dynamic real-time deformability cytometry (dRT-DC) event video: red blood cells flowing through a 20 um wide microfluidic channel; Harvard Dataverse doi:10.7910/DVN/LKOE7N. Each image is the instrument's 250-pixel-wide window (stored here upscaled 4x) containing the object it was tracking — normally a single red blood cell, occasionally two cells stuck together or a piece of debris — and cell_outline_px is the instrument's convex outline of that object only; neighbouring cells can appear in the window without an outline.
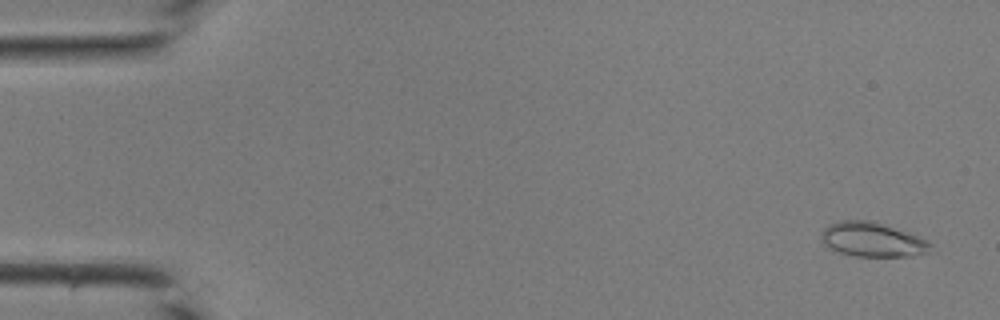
{"species": "common noctule bat (a hibernating species)", "species_latin": "Nyctalus noctula", "temperature_condition": "room temperature", "stored_images_in_passage": 41, "camera_frame_rate_fps": 3000, "um_per_image_px": 0.085, "animal": {"sex": "male", "body_mass_g": 19.0, "forearm_length_mm": 50.8}, "frame": {"image": 1, "passage_image": 1, "time_ms": 0.0, "image_size_px": [1000, 320], "cell_outline_px": [[932, 244], [928, 252], [908, 256], [856, 256], [840, 252], [824, 244], [820, 240], [820, 232], [824, 228], [832, 224], [844, 220], [876, 220], [928, 240]], "centroid_in_image_um": [74.15, 20.35], "position_along_channel_um": 10.9, "area_um2": 21.85}}
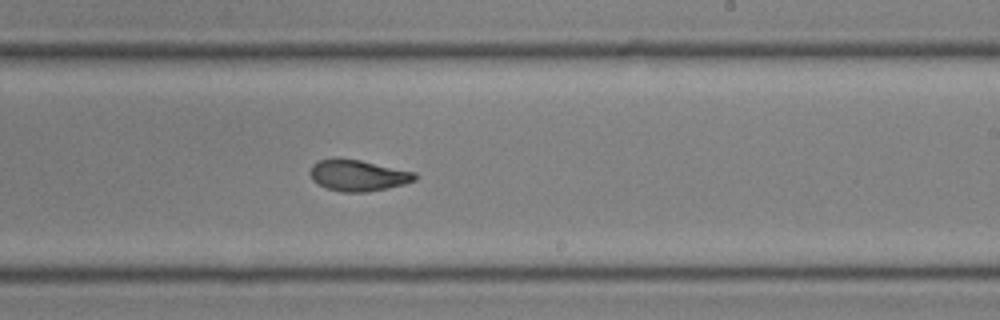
{"frame": {"image": 2, "passage_image": 25, "time_ms": 8.0, "image_size_px": [1000, 320], "cell_outline_px": [[416, 180], [404, 184], [364, 192], [340, 192], [328, 188], [312, 180], [308, 172], [312, 164], [320, 160], [332, 156], [336, 156], [360, 160], [416, 172]], "centroid_in_image_um": [30.38, 14.87], "position_along_channel_um": 258.6, "area_um2": 19.25}}
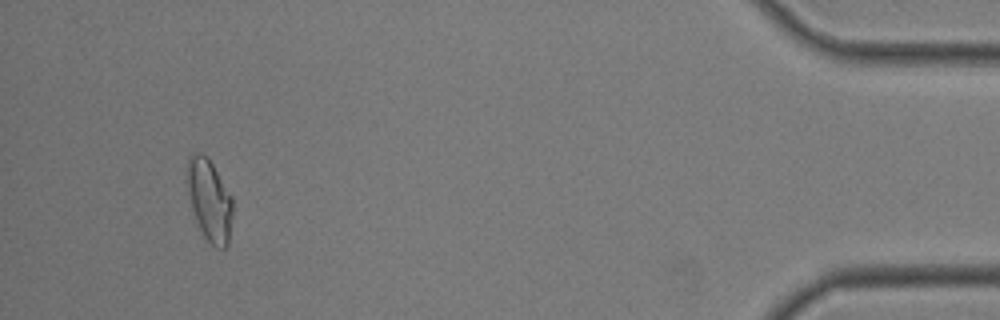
{"frame": {"image": 3, "passage_image": 39, "time_ms": 12.667, "image_size_px": [1000, 320], "cell_outline_px": [[232, 212], [228, 244], [224, 248], [216, 248], [204, 236], [196, 220], [192, 208], [184, 180], [188, 156], [192, 152], [200, 152], [212, 164], [232, 196]], "centroid_in_image_um": [17.76, 16.97], "position_along_channel_um": 417.4, "area_um2": 21.79}}